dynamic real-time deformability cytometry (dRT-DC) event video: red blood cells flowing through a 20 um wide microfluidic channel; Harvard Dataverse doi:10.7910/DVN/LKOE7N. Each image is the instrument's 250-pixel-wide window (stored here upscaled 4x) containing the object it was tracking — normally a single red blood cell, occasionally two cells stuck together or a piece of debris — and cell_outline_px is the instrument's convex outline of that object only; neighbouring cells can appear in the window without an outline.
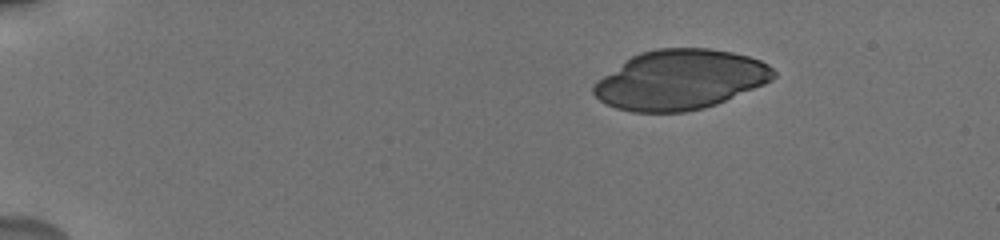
{"species": "human", "species_latin": "Homo sapiens", "temperature_condition": "cold", "stored_images_in_passage": 24, "camera_frame_rate_fps": 3000, "um_per_image_px": 0.085, "donor": {"sex": "male"}, "frame": {"image": 1, "passage_image": 1, "time_ms": 0.0, "image_size_px": [1000, 240], "cell_outline_px": [[776, 76], [772, 80], [764, 84], [716, 104], [704, 108], [684, 112], [632, 112], [616, 108], [600, 100], [592, 92], [592, 88], [604, 76], [632, 56], [640, 52], [656, 48], [708, 48], [732, 52], [748, 56], [760, 60], [768, 64], [776, 72]], "centroid_in_image_um": [57.85, 6.77], "position_along_channel_um": 27.2, "area_um2": 62.19}}